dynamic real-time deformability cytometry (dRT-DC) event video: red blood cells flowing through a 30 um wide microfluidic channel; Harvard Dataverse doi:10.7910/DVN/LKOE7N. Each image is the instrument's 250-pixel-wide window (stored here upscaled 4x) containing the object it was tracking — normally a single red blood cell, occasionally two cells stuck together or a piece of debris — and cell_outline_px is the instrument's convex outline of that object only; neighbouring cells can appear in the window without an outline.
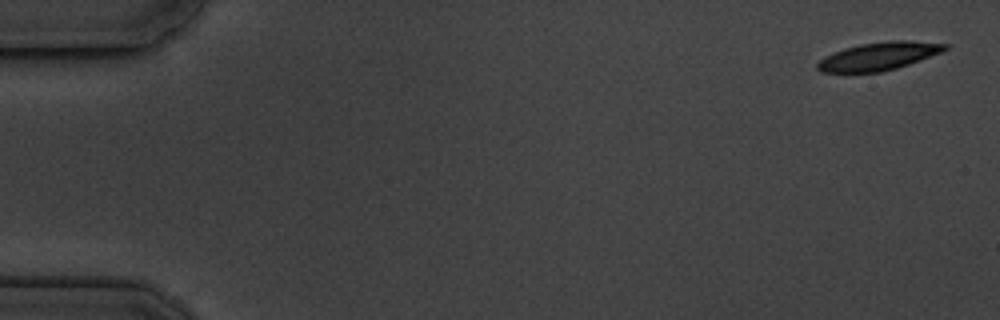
{"species": "common noctule bat (a hibernating species)", "species_latin": "Nyctalus noctula", "temperature_condition": "cold", "stored_images_in_passage": 5, "segment_of_instrument_passage": [1, 2], "camera_frame_rate_fps": 3000, "um_per_image_px": 0.085, "animal": {"sex": "male", "body_mass_g": 19.5, "forearm_length_mm": 54.6}, "frame": {"image": 1, "passage_image": 1, "time_ms": 0.0, "image_size_px": [1000, 320], "cell_outline_px": [[952, 44], [948, 48], [940, 52], [908, 64], [896, 68], [880, 72], [820, 72], [816, 68], [816, 64], [820, 60], [844, 48], [860, 44], [892, 40], [908, 40]], "centroid_in_image_um": [74.71, 4.77], "position_along_channel_um": 10.3, "area_um2": 20.52}}